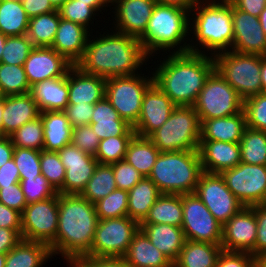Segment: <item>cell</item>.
Returning a JSON list of instances; mask_svg holds the SVG:
<instances>
[{
	"instance_id": "6da1fadb",
	"label": "cell",
	"mask_w": 266,
	"mask_h": 267,
	"mask_svg": "<svg viewBox=\"0 0 266 267\" xmlns=\"http://www.w3.org/2000/svg\"><path fill=\"white\" fill-rule=\"evenodd\" d=\"M109 29L111 32L105 29L108 32L103 31V35L102 31H96V35L90 33L84 55L76 66L87 74L105 79L140 73L151 58L139 39Z\"/></svg>"
},
{
	"instance_id": "7a4b0ae2",
	"label": "cell",
	"mask_w": 266,
	"mask_h": 267,
	"mask_svg": "<svg viewBox=\"0 0 266 267\" xmlns=\"http://www.w3.org/2000/svg\"><path fill=\"white\" fill-rule=\"evenodd\" d=\"M164 57L154 66V83L176 106H194L207 77L215 69L213 56L188 51Z\"/></svg>"
},
{
	"instance_id": "3957f363",
	"label": "cell",
	"mask_w": 266,
	"mask_h": 267,
	"mask_svg": "<svg viewBox=\"0 0 266 267\" xmlns=\"http://www.w3.org/2000/svg\"><path fill=\"white\" fill-rule=\"evenodd\" d=\"M95 204L80 194L58 193V230L50 245L54 256L60 255L67 265L90 250L98 223Z\"/></svg>"
},
{
	"instance_id": "277c9868",
	"label": "cell",
	"mask_w": 266,
	"mask_h": 267,
	"mask_svg": "<svg viewBox=\"0 0 266 267\" xmlns=\"http://www.w3.org/2000/svg\"><path fill=\"white\" fill-rule=\"evenodd\" d=\"M190 20L193 35L189 52L214 56L232 49L234 28L229 0H201L190 11Z\"/></svg>"
},
{
	"instance_id": "5b68a950",
	"label": "cell",
	"mask_w": 266,
	"mask_h": 267,
	"mask_svg": "<svg viewBox=\"0 0 266 267\" xmlns=\"http://www.w3.org/2000/svg\"><path fill=\"white\" fill-rule=\"evenodd\" d=\"M189 25L190 11L179 6L156 3L139 41L151 61L152 57L157 59L155 55L161 52L164 53L162 55L167 52L186 53L191 36Z\"/></svg>"
},
{
	"instance_id": "8992f818",
	"label": "cell",
	"mask_w": 266,
	"mask_h": 267,
	"mask_svg": "<svg viewBox=\"0 0 266 267\" xmlns=\"http://www.w3.org/2000/svg\"><path fill=\"white\" fill-rule=\"evenodd\" d=\"M202 173L198 150L160 152L148 178L162 194H191Z\"/></svg>"
},
{
	"instance_id": "52a82bcc",
	"label": "cell",
	"mask_w": 266,
	"mask_h": 267,
	"mask_svg": "<svg viewBox=\"0 0 266 267\" xmlns=\"http://www.w3.org/2000/svg\"><path fill=\"white\" fill-rule=\"evenodd\" d=\"M201 122L194 106H176L168 120L148 138L160 152L198 150Z\"/></svg>"
},
{
	"instance_id": "ba28073f",
	"label": "cell",
	"mask_w": 266,
	"mask_h": 267,
	"mask_svg": "<svg viewBox=\"0 0 266 267\" xmlns=\"http://www.w3.org/2000/svg\"><path fill=\"white\" fill-rule=\"evenodd\" d=\"M213 58L217 72L243 99L262 93L261 55L230 50Z\"/></svg>"
},
{
	"instance_id": "9c48e42d",
	"label": "cell",
	"mask_w": 266,
	"mask_h": 267,
	"mask_svg": "<svg viewBox=\"0 0 266 267\" xmlns=\"http://www.w3.org/2000/svg\"><path fill=\"white\" fill-rule=\"evenodd\" d=\"M154 83L153 73L144 76L138 73L131 76H118L106 79L105 97L132 127L141 113L142 100L146 90Z\"/></svg>"
},
{
	"instance_id": "30bf717a",
	"label": "cell",
	"mask_w": 266,
	"mask_h": 267,
	"mask_svg": "<svg viewBox=\"0 0 266 267\" xmlns=\"http://www.w3.org/2000/svg\"><path fill=\"white\" fill-rule=\"evenodd\" d=\"M244 99L214 69L194 104L200 122L233 116L243 111Z\"/></svg>"
},
{
	"instance_id": "8fae6325",
	"label": "cell",
	"mask_w": 266,
	"mask_h": 267,
	"mask_svg": "<svg viewBox=\"0 0 266 267\" xmlns=\"http://www.w3.org/2000/svg\"><path fill=\"white\" fill-rule=\"evenodd\" d=\"M140 223L129 216L99 220L91 250L85 256L123 257Z\"/></svg>"
},
{
	"instance_id": "7c38bea8",
	"label": "cell",
	"mask_w": 266,
	"mask_h": 267,
	"mask_svg": "<svg viewBox=\"0 0 266 267\" xmlns=\"http://www.w3.org/2000/svg\"><path fill=\"white\" fill-rule=\"evenodd\" d=\"M21 238L51 245L58 230V193L51 198L29 203L21 213Z\"/></svg>"
},
{
	"instance_id": "4fadbf2b",
	"label": "cell",
	"mask_w": 266,
	"mask_h": 267,
	"mask_svg": "<svg viewBox=\"0 0 266 267\" xmlns=\"http://www.w3.org/2000/svg\"><path fill=\"white\" fill-rule=\"evenodd\" d=\"M227 187L246 207L266 203V165L240 162L221 173Z\"/></svg>"
},
{
	"instance_id": "5bb4252c",
	"label": "cell",
	"mask_w": 266,
	"mask_h": 267,
	"mask_svg": "<svg viewBox=\"0 0 266 267\" xmlns=\"http://www.w3.org/2000/svg\"><path fill=\"white\" fill-rule=\"evenodd\" d=\"M182 230L186 240L221 244L222 227L195 193L182 194Z\"/></svg>"
},
{
	"instance_id": "9a60e30c",
	"label": "cell",
	"mask_w": 266,
	"mask_h": 267,
	"mask_svg": "<svg viewBox=\"0 0 266 267\" xmlns=\"http://www.w3.org/2000/svg\"><path fill=\"white\" fill-rule=\"evenodd\" d=\"M194 193L222 225L244 207L227 187L221 174L203 172Z\"/></svg>"
},
{
	"instance_id": "2e32d148",
	"label": "cell",
	"mask_w": 266,
	"mask_h": 267,
	"mask_svg": "<svg viewBox=\"0 0 266 267\" xmlns=\"http://www.w3.org/2000/svg\"><path fill=\"white\" fill-rule=\"evenodd\" d=\"M155 4V0H114L110 4V9L114 6L111 12L115 14L111 15L113 30L139 39L145 32Z\"/></svg>"
},
{
	"instance_id": "e0dca14e",
	"label": "cell",
	"mask_w": 266,
	"mask_h": 267,
	"mask_svg": "<svg viewBox=\"0 0 266 267\" xmlns=\"http://www.w3.org/2000/svg\"><path fill=\"white\" fill-rule=\"evenodd\" d=\"M57 152L65 168L63 194H81L93 176L98 161L72 144Z\"/></svg>"
},
{
	"instance_id": "ac0fdd59",
	"label": "cell",
	"mask_w": 266,
	"mask_h": 267,
	"mask_svg": "<svg viewBox=\"0 0 266 267\" xmlns=\"http://www.w3.org/2000/svg\"><path fill=\"white\" fill-rule=\"evenodd\" d=\"M175 107L173 101L153 83L144 93L141 113L133 126L135 134L149 137L168 120Z\"/></svg>"
},
{
	"instance_id": "d6986e66",
	"label": "cell",
	"mask_w": 266,
	"mask_h": 267,
	"mask_svg": "<svg viewBox=\"0 0 266 267\" xmlns=\"http://www.w3.org/2000/svg\"><path fill=\"white\" fill-rule=\"evenodd\" d=\"M257 237L254 208L244 206L222 227L221 247L225 251L250 252Z\"/></svg>"
},
{
	"instance_id": "ffe728a7",
	"label": "cell",
	"mask_w": 266,
	"mask_h": 267,
	"mask_svg": "<svg viewBox=\"0 0 266 267\" xmlns=\"http://www.w3.org/2000/svg\"><path fill=\"white\" fill-rule=\"evenodd\" d=\"M234 38L232 51L266 56V36L259 17L250 15L232 4Z\"/></svg>"
},
{
	"instance_id": "44dd1931",
	"label": "cell",
	"mask_w": 266,
	"mask_h": 267,
	"mask_svg": "<svg viewBox=\"0 0 266 267\" xmlns=\"http://www.w3.org/2000/svg\"><path fill=\"white\" fill-rule=\"evenodd\" d=\"M72 64L51 47H34L24 63L25 73L30 86L63 77Z\"/></svg>"
},
{
	"instance_id": "7402d4cb",
	"label": "cell",
	"mask_w": 266,
	"mask_h": 267,
	"mask_svg": "<svg viewBox=\"0 0 266 267\" xmlns=\"http://www.w3.org/2000/svg\"><path fill=\"white\" fill-rule=\"evenodd\" d=\"M198 152L203 172L221 174L241 162L239 143L200 140Z\"/></svg>"
},
{
	"instance_id": "603a6c76",
	"label": "cell",
	"mask_w": 266,
	"mask_h": 267,
	"mask_svg": "<svg viewBox=\"0 0 266 267\" xmlns=\"http://www.w3.org/2000/svg\"><path fill=\"white\" fill-rule=\"evenodd\" d=\"M90 31L84 26L60 18L54 42L51 46L72 65L84 55Z\"/></svg>"
},
{
	"instance_id": "cb8c5ba5",
	"label": "cell",
	"mask_w": 266,
	"mask_h": 267,
	"mask_svg": "<svg viewBox=\"0 0 266 267\" xmlns=\"http://www.w3.org/2000/svg\"><path fill=\"white\" fill-rule=\"evenodd\" d=\"M106 79L83 72L76 65L68 70V104H95L105 97Z\"/></svg>"
},
{
	"instance_id": "d4e9b609",
	"label": "cell",
	"mask_w": 266,
	"mask_h": 267,
	"mask_svg": "<svg viewBox=\"0 0 266 267\" xmlns=\"http://www.w3.org/2000/svg\"><path fill=\"white\" fill-rule=\"evenodd\" d=\"M40 116L36 101L31 93L4 96V110L2 114V131L10 136L26 122Z\"/></svg>"
},
{
	"instance_id": "484cf974",
	"label": "cell",
	"mask_w": 266,
	"mask_h": 267,
	"mask_svg": "<svg viewBox=\"0 0 266 267\" xmlns=\"http://www.w3.org/2000/svg\"><path fill=\"white\" fill-rule=\"evenodd\" d=\"M100 140L109 137L134 136L133 127L110 104L106 97L94 104L89 124Z\"/></svg>"
},
{
	"instance_id": "4316f807",
	"label": "cell",
	"mask_w": 266,
	"mask_h": 267,
	"mask_svg": "<svg viewBox=\"0 0 266 267\" xmlns=\"http://www.w3.org/2000/svg\"><path fill=\"white\" fill-rule=\"evenodd\" d=\"M30 93L40 112L64 111L68 105V71L63 77L34 84Z\"/></svg>"
},
{
	"instance_id": "83f0119b",
	"label": "cell",
	"mask_w": 266,
	"mask_h": 267,
	"mask_svg": "<svg viewBox=\"0 0 266 267\" xmlns=\"http://www.w3.org/2000/svg\"><path fill=\"white\" fill-rule=\"evenodd\" d=\"M246 128L244 111L233 116L205 119L201 123L200 140L239 143Z\"/></svg>"
},
{
	"instance_id": "f1b7e54d",
	"label": "cell",
	"mask_w": 266,
	"mask_h": 267,
	"mask_svg": "<svg viewBox=\"0 0 266 267\" xmlns=\"http://www.w3.org/2000/svg\"><path fill=\"white\" fill-rule=\"evenodd\" d=\"M140 229L146 234L150 242L164 253L174 263L186 242L181 227L169 224H140Z\"/></svg>"
},
{
	"instance_id": "f546056e",
	"label": "cell",
	"mask_w": 266,
	"mask_h": 267,
	"mask_svg": "<svg viewBox=\"0 0 266 267\" xmlns=\"http://www.w3.org/2000/svg\"><path fill=\"white\" fill-rule=\"evenodd\" d=\"M123 258L132 267H173L168 257L150 242L141 229L134 235Z\"/></svg>"
},
{
	"instance_id": "4dcf8cb0",
	"label": "cell",
	"mask_w": 266,
	"mask_h": 267,
	"mask_svg": "<svg viewBox=\"0 0 266 267\" xmlns=\"http://www.w3.org/2000/svg\"><path fill=\"white\" fill-rule=\"evenodd\" d=\"M44 128L45 151L57 152L71 144L73 127L63 111L40 112Z\"/></svg>"
},
{
	"instance_id": "1f68e13d",
	"label": "cell",
	"mask_w": 266,
	"mask_h": 267,
	"mask_svg": "<svg viewBox=\"0 0 266 267\" xmlns=\"http://www.w3.org/2000/svg\"><path fill=\"white\" fill-rule=\"evenodd\" d=\"M51 257L53 254L49 245L21 239L6 254L4 267H44Z\"/></svg>"
},
{
	"instance_id": "d6a6232c",
	"label": "cell",
	"mask_w": 266,
	"mask_h": 267,
	"mask_svg": "<svg viewBox=\"0 0 266 267\" xmlns=\"http://www.w3.org/2000/svg\"><path fill=\"white\" fill-rule=\"evenodd\" d=\"M221 244L186 240L173 267H216Z\"/></svg>"
},
{
	"instance_id": "836d02e7",
	"label": "cell",
	"mask_w": 266,
	"mask_h": 267,
	"mask_svg": "<svg viewBox=\"0 0 266 267\" xmlns=\"http://www.w3.org/2000/svg\"><path fill=\"white\" fill-rule=\"evenodd\" d=\"M161 194L155 183L144 177L128 191V216L141 223Z\"/></svg>"
},
{
	"instance_id": "e575fe53",
	"label": "cell",
	"mask_w": 266,
	"mask_h": 267,
	"mask_svg": "<svg viewBox=\"0 0 266 267\" xmlns=\"http://www.w3.org/2000/svg\"><path fill=\"white\" fill-rule=\"evenodd\" d=\"M182 194H161L140 224H169L182 227Z\"/></svg>"
},
{
	"instance_id": "d590c367",
	"label": "cell",
	"mask_w": 266,
	"mask_h": 267,
	"mask_svg": "<svg viewBox=\"0 0 266 267\" xmlns=\"http://www.w3.org/2000/svg\"><path fill=\"white\" fill-rule=\"evenodd\" d=\"M160 151L148 137L134 135L125 154V161L132 165L143 177H148Z\"/></svg>"
},
{
	"instance_id": "8d00e7d4",
	"label": "cell",
	"mask_w": 266,
	"mask_h": 267,
	"mask_svg": "<svg viewBox=\"0 0 266 267\" xmlns=\"http://www.w3.org/2000/svg\"><path fill=\"white\" fill-rule=\"evenodd\" d=\"M29 17L20 0H0V32L5 36L27 33Z\"/></svg>"
},
{
	"instance_id": "74e56055",
	"label": "cell",
	"mask_w": 266,
	"mask_h": 267,
	"mask_svg": "<svg viewBox=\"0 0 266 267\" xmlns=\"http://www.w3.org/2000/svg\"><path fill=\"white\" fill-rule=\"evenodd\" d=\"M59 22L60 15L58 10L29 18L26 36L34 47H51Z\"/></svg>"
},
{
	"instance_id": "f35d334b",
	"label": "cell",
	"mask_w": 266,
	"mask_h": 267,
	"mask_svg": "<svg viewBox=\"0 0 266 267\" xmlns=\"http://www.w3.org/2000/svg\"><path fill=\"white\" fill-rule=\"evenodd\" d=\"M117 189L112 165L98 163L93 176L80 194L95 204Z\"/></svg>"
},
{
	"instance_id": "ab89813d",
	"label": "cell",
	"mask_w": 266,
	"mask_h": 267,
	"mask_svg": "<svg viewBox=\"0 0 266 267\" xmlns=\"http://www.w3.org/2000/svg\"><path fill=\"white\" fill-rule=\"evenodd\" d=\"M241 162L266 165V132L246 127L241 141Z\"/></svg>"
},
{
	"instance_id": "60d3db41",
	"label": "cell",
	"mask_w": 266,
	"mask_h": 267,
	"mask_svg": "<svg viewBox=\"0 0 266 267\" xmlns=\"http://www.w3.org/2000/svg\"><path fill=\"white\" fill-rule=\"evenodd\" d=\"M30 91L24 66L0 63V96L20 95Z\"/></svg>"
},
{
	"instance_id": "b9f144b4",
	"label": "cell",
	"mask_w": 266,
	"mask_h": 267,
	"mask_svg": "<svg viewBox=\"0 0 266 267\" xmlns=\"http://www.w3.org/2000/svg\"><path fill=\"white\" fill-rule=\"evenodd\" d=\"M10 138L14 147L43 150L44 128L41 115L32 121L26 122L12 133Z\"/></svg>"
},
{
	"instance_id": "7bdbcfd3",
	"label": "cell",
	"mask_w": 266,
	"mask_h": 267,
	"mask_svg": "<svg viewBox=\"0 0 266 267\" xmlns=\"http://www.w3.org/2000/svg\"><path fill=\"white\" fill-rule=\"evenodd\" d=\"M99 220L128 216V191L115 189L95 203Z\"/></svg>"
},
{
	"instance_id": "ee69618b",
	"label": "cell",
	"mask_w": 266,
	"mask_h": 267,
	"mask_svg": "<svg viewBox=\"0 0 266 267\" xmlns=\"http://www.w3.org/2000/svg\"><path fill=\"white\" fill-rule=\"evenodd\" d=\"M41 174L57 193L63 194V182L65 180V168L58 152L40 151Z\"/></svg>"
},
{
	"instance_id": "f6af8a7d",
	"label": "cell",
	"mask_w": 266,
	"mask_h": 267,
	"mask_svg": "<svg viewBox=\"0 0 266 267\" xmlns=\"http://www.w3.org/2000/svg\"><path fill=\"white\" fill-rule=\"evenodd\" d=\"M133 136L109 137L100 140L95 159L100 164H114L125 158L128 144Z\"/></svg>"
},
{
	"instance_id": "bcb514c9",
	"label": "cell",
	"mask_w": 266,
	"mask_h": 267,
	"mask_svg": "<svg viewBox=\"0 0 266 267\" xmlns=\"http://www.w3.org/2000/svg\"><path fill=\"white\" fill-rule=\"evenodd\" d=\"M57 10L60 18L78 23L90 32H95L90 25H94L95 16H98L99 13H95L96 11L88 3L79 2V0H68Z\"/></svg>"
},
{
	"instance_id": "7dc6e473",
	"label": "cell",
	"mask_w": 266,
	"mask_h": 267,
	"mask_svg": "<svg viewBox=\"0 0 266 267\" xmlns=\"http://www.w3.org/2000/svg\"><path fill=\"white\" fill-rule=\"evenodd\" d=\"M33 48L34 46L26 34L7 37L2 51L1 63L24 66Z\"/></svg>"
},
{
	"instance_id": "c3c4849f",
	"label": "cell",
	"mask_w": 266,
	"mask_h": 267,
	"mask_svg": "<svg viewBox=\"0 0 266 267\" xmlns=\"http://www.w3.org/2000/svg\"><path fill=\"white\" fill-rule=\"evenodd\" d=\"M243 111L246 115V127L266 132V93L244 99Z\"/></svg>"
},
{
	"instance_id": "681fc988",
	"label": "cell",
	"mask_w": 266,
	"mask_h": 267,
	"mask_svg": "<svg viewBox=\"0 0 266 267\" xmlns=\"http://www.w3.org/2000/svg\"><path fill=\"white\" fill-rule=\"evenodd\" d=\"M13 160L20 173V181L41 174L40 151L29 148H14Z\"/></svg>"
},
{
	"instance_id": "f907efd6",
	"label": "cell",
	"mask_w": 266,
	"mask_h": 267,
	"mask_svg": "<svg viewBox=\"0 0 266 267\" xmlns=\"http://www.w3.org/2000/svg\"><path fill=\"white\" fill-rule=\"evenodd\" d=\"M27 204L54 197L57 192L42 175L20 181Z\"/></svg>"
},
{
	"instance_id": "816d5d0a",
	"label": "cell",
	"mask_w": 266,
	"mask_h": 267,
	"mask_svg": "<svg viewBox=\"0 0 266 267\" xmlns=\"http://www.w3.org/2000/svg\"><path fill=\"white\" fill-rule=\"evenodd\" d=\"M117 189L129 191L144 177L125 159L111 164Z\"/></svg>"
},
{
	"instance_id": "f5cc1de1",
	"label": "cell",
	"mask_w": 266,
	"mask_h": 267,
	"mask_svg": "<svg viewBox=\"0 0 266 267\" xmlns=\"http://www.w3.org/2000/svg\"><path fill=\"white\" fill-rule=\"evenodd\" d=\"M100 139L90 125L74 127L72 130L71 144L83 152L95 156Z\"/></svg>"
},
{
	"instance_id": "db71d44e",
	"label": "cell",
	"mask_w": 266,
	"mask_h": 267,
	"mask_svg": "<svg viewBox=\"0 0 266 267\" xmlns=\"http://www.w3.org/2000/svg\"><path fill=\"white\" fill-rule=\"evenodd\" d=\"M67 267H132L123 257H75Z\"/></svg>"
},
{
	"instance_id": "11a10c76",
	"label": "cell",
	"mask_w": 266,
	"mask_h": 267,
	"mask_svg": "<svg viewBox=\"0 0 266 267\" xmlns=\"http://www.w3.org/2000/svg\"><path fill=\"white\" fill-rule=\"evenodd\" d=\"M216 267H257V258L248 252L222 250Z\"/></svg>"
},
{
	"instance_id": "9f6ffc18",
	"label": "cell",
	"mask_w": 266,
	"mask_h": 267,
	"mask_svg": "<svg viewBox=\"0 0 266 267\" xmlns=\"http://www.w3.org/2000/svg\"><path fill=\"white\" fill-rule=\"evenodd\" d=\"M257 222V237L254 248L249 252L257 258L266 252V203L252 206Z\"/></svg>"
},
{
	"instance_id": "6f0895ef",
	"label": "cell",
	"mask_w": 266,
	"mask_h": 267,
	"mask_svg": "<svg viewBox=\"0 0 266 267\" xmlns=\"http://www.w3.org/2000/svg\"><path fill=\"white\" fill-rule=\"evenodd\" d=\"M0 202L9 208L23 212L27 205L20 183L0 188Z\"/></svg>"
},
{
	"instance_id": "680465c9",
	"label": "cell",
	"mask_w": 266,
	"mask_h": 267,
	"mask_svg": "<svg viewBox=\"0 0 266 267\" xmlns=\"http://www.w3.org/2000/svg\"><path fill=\"white\" fill-rule=\"evenodd\" d=\"M94 104H68L64 109V113L74 128L77 126L89 125L93 113Z\"/></svg>"
},
{
	"instance_id": "91938a15",
	"label": "cell",
	"mask_w": 266,
	"mask_h": 267,
	"mask_svg": "<svg viewBox=\"0 0 266 267\" xmlns=\"http://www.w3.org/2000/svg\"><path fill=\"white\" fill-rule=\"evenodd\" d=\"M0 227L16 230L21 235V213L0 202Z\"/></svg>"
},
{
	"instance_id": "94428289",
	"label": "cell",
	"mask_w": 266,
	"mask_h": 267,
	"mask_svg": "<svg viewBox=\"0 0 266 267\" xmlns=\"http://www.w3.org/2000/svg\"><path fill=\"white\" fill-rule=\"evenodd\" d=\"M29 18L47 14L57 9L51 4L49 0H20Z\"/></svg>"
},
{
	"instance_id": "6125c7cd",
	"label": "cell",
	"mask_w": 266,
	"mask_h": 267,
	"mask_svg": "<svg viewBox=\"0 0 266 267\" xmlns=\"http://www.w3.org/2000/svg\"><path fill=\"white\" fill-rule=\"evenodd\" d=\"M16 183H20V173L12 158L0 167V188Z\"/></svg>"
},
{
	"instance_id": "be15d7a7",
	"label": "cell",
	"mask_w": 266,
	"mask_h": 267,
	"mask_svg": "<svg viewBox=\"0 0 266 267\" xmlns=\"http://www.w3.org/2000/svg\"><path fill=\"white\" fill-rule=\"evenodd\" d=\"M21 239V235L16 230L0 227V253L7 254Z\"/></svg>"
},
{
	"instance_id": "e7e4bbea",
	"label": "cell",
	"mask_w": 266,
	"mask_h": 267,
	"mask_svg": "<svg viewBox=\"0 0 266 267\" xmlns=\"http://www.w3.org/2000/svg\"><path fill=\"white\" fill-rule=\"evenodd\" d=\"M237 9L259 17L266 7V0H229Z\"/></svg>"
},
{
	"instance_id": "03108f58",
	"label": "cell",
	"mask_w": 266,
	"mask_h": 267,
	"mask_svg": "<svg viewBox=\"0 0 266 267\" xmlns=\"http://www.w3.org/2000/svg\"><path fill=\"white\" fill-rule=\"evenodd\" d=\"M14 148L10 136L0 140V167L13 158Z\"/></svg>"
},
{
	"instance_id": "003e7915",
	"label": "cell",
	"mask_w": 266,
	"mask_h": 267,
	"mask_svg": "<svg viewBox=\"0 0 266 267\" xmlns=\"http://www.w3.org/2000/svg\"><path fill=\"white\" fill-rule=\"evenodd\" d=\"M201 0H155L159 4L174 5L191 11Z\"/></svg>"
},
{
	"instance_id": "a7ac6f4b",
	"label": "cell",
	"mask_w": 266,
	"mask_h": 267,
	"mask_svg": "<svg viewBox=\"0 0 266 267\" xmlns=\"http://www.w3.org/2000/svg\"><path fill=\"white\" fill-rule=\"evenodd\" d=\"M79 2L88 3V5L96 11V13H101V9H103V11L106 10L107 12L109 9L106 8L110 7V4L106 0H79Z\"/></svg>"
},
{
	"instance_id": "89a4df30",
	"label": "cell",
	"mask_w": 266,
	"mask_h": 267,
	"mask_svg": "<svg viewBox=\"0 0 266 267\" xmlns=\"http://www.w3.org/2000/svg\"><path fill=\"white\" fill-rule=\"evenodd\" d=\"M261 84L262 92L266 93V56H261Z\"/></svg>"
},
{
	"instance_id": "2644e50d",
	"label": "cell",
	"mask_w": 266,
	"mask_h": 267,
	"mask_svg": "<svg viewBox=\"0 0 266 267\" xmlns=\"http://www.w3.org/2000/svg\"><path fill=\"white\" fill-rule=\"evenodd\" d=\"M259 21H260L261 27L263 29V32L266 36V7L262 10V12L259 16Z\"/></svg>"
},
{
	"instance_id": "8c879c8a",
	"label": "cell",
	"mask_w": 266,
	"mask_h": 267,
	"mask_svg": "<svg viewBox=\"0 0 266 267\" xmlns=\"http://www.w3.org/2000/svg\"><path fill=\"white\" fill-rule=\"evenodd\" d=\"M257 267H266V252L257 257Z\"/></svg>"
},
{
	"instance_id": "753ad0ef",
	"label": "cell",
	"mask_w": 266,
	"mask_h": 267,
	"mask_svg": "<svg viewBox=\"0 0 266 267\" xmlns=\"http://www.w3.org/2000/svg\"><path fill=\"white\" fill-rule=\"evenodd\" d=\"M6 39H7V36H5L2 32H0V63H1L2 51L4 49Z\"/></svg>"
},
{
	"instance_id": "34e18365",
	"label": "cell",
	"mask_w": 266,
	"mask_h": 267,
	"mask_svg": "<svg viewBox=\"0 0 266 267\" xmlns=\"http://www.w3.org/2000/svg\"><path fill=\"white\" fill-rule=\"evenodd\" d=\"M51 2V4L58 9L60 6H62L65 2H67L68 0H49Z\"/></svg>"
},
{
	"instance_id": "11e5206c",
	"label": "cell",
	"mask_w": 266,
	"mask_h": 267,
	"mask_svg": "<svg viewBox=\"0 0 266 267\" xmlns=\"http://www.w3.org/2000/svg\"><path fill=\"white\" fill-rule=\"evenodd\" d=\"M3 110H4V96H0V122H2Z\"/></svg>"
},
{
	"instance_id": "2a66077c",
	"label": "cell",
	"mask_w": 266,
	"mask_h": 267,
	"mask_svg": "<svg viewBox=\"0 0 266 267\" xmlns=\"http://www.w3.org/2000/svg\"><path fill=\"white\" fill-rule=\"evenodd\" d=\"M6 262V254L0 253V267H4Z\"/></svg>"
},
{
	"instance_id": "b9fcfbb0",
	"label": "cell",
	"mask_w": 266,
	"mask_h": 267,
	"mask_svg": "<svg viewBox=\"0 0 266 267\" xmlns=\"http://www.w3.org/2000/svg\"><path fill=\"white\" fill-rule=\"evenodd\" d=\"M6 135L2 131V122H0V140L4 139Z\"/></svg>"
},
{
	"instance_id": "09005b40",
	"label": "cell",
	"mask_w": 266,
	"mask_h": 267,
	"mask_svg": "<svg viewBox=\"0 0 266 267\" xmlns=\"http://www.w3.org/2000/svg\"><path fill=\"white\" fill-rule=\"evenodd\" d=\"M109 4H111L114 0H106Z\"/></svg>"
}]
</instances>
